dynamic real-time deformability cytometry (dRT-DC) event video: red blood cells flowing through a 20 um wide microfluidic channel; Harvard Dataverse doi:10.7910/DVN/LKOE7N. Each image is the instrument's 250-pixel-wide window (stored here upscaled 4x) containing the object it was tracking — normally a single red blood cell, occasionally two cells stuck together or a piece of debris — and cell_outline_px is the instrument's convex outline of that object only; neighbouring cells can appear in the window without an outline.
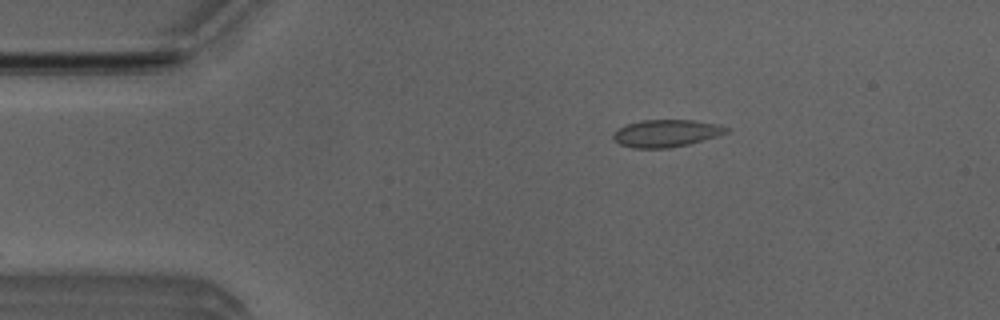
{"species": "Egyptian fruit bat (a non-hibernating species)", "species_latin": "Rousettus aegyptiacus", "temperature_condition": "room temperature", "stored_images_in_passage": 20, "camera_frame_rate_fps": 3000, "um_per_image_px": 0.085, "animal": {"sex": "male"}, "frame": {"image": 1, "passage_image": 2, "time_ms": 0.333, "image_size_px": [1000, 320], "cell_outline_px": [[728, 132], [716, 136], [688, 144], [668, 148], [632, 148], [620, 144], [612, 140], [612, 132], [628, 124], [640, 120], [692, 120], [712, 124], [728, 128]], "centroid_in_image_um": [56.53, 11.34], "position_along_channel_um": 28.5, "area_um2": 17.74}}
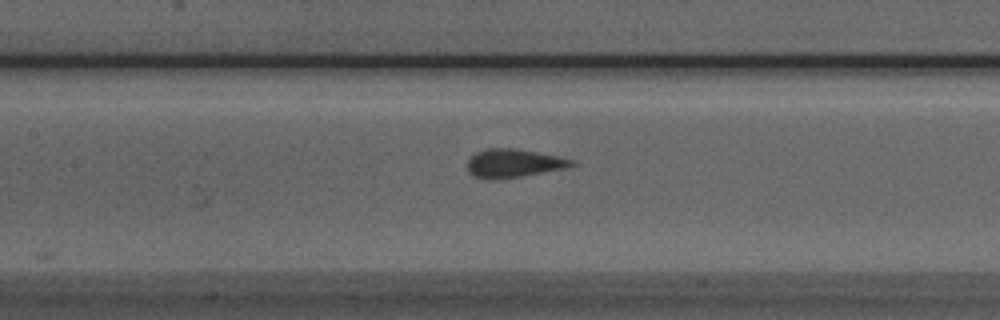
{"frame": {"image": 2, "passage_image": 16, "time_ms": 5.0, "image_size_px": [1000, 320], "cell_outline_px": [[576, 164], [568, 168], [496, 180], [484, 180], [472, 176], [468, 172], [468, 160], [476, 152], [488, 148], [512, 148], [536, 152], [556, 156], [572, 160]], "centroid_in_image_um": [43.6, 13.9], "position_along_channel_um": 163.8, "area_um2": 17.28}}
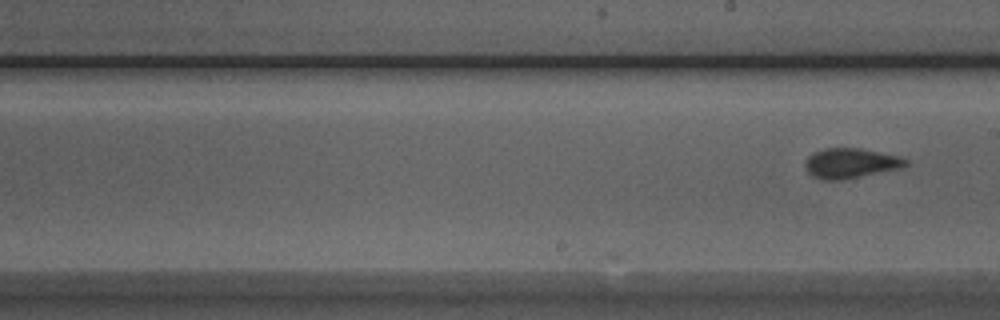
{"frame": {"image": 3, "passage_image": 20, "time_ms": 6.333, "image_size_px": [1000, 320], "cell_outline_px": [[908, 164], [904, 168], [844, 180], [820, 180], [812, 176], [808, 172], [804, 164], [808, 156], [812, 152], [824, 148], [860, 148], [896, 156], [908, 160]], "centroid_in_image_um": [72.28, 13.89], "position_along_channel_um": 216.7, "area_um2": 17.8}}